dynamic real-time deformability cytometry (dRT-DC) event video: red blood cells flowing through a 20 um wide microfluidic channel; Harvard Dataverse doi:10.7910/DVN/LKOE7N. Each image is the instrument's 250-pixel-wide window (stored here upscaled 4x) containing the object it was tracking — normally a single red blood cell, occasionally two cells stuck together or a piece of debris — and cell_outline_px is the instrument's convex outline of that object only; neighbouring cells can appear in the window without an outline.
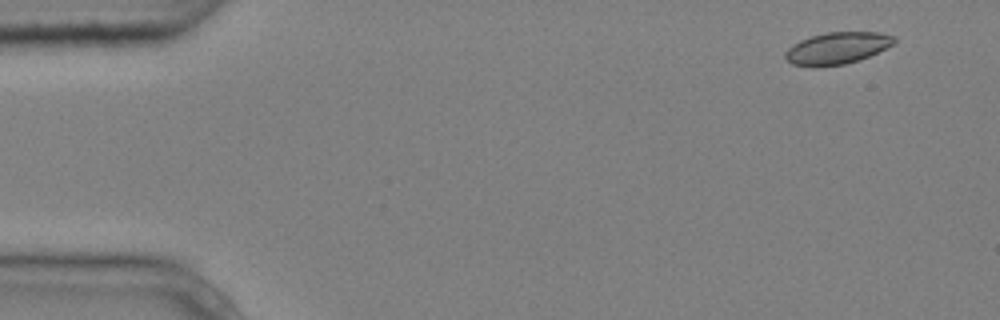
{"species": "common noctule bat (a hibernating species)", "species_latin": "Nyctalus noctula", "temperature_condition": "cold", "stored_images_in_passage": 4, "segment_of_instrument_passage": [1, 2], "camera_frame_rate_fps": 3000, "um_per_image_px": 0.085, "animal": {"sex": "male", "body_mass_g": 20.4}, "frame": {"image": 1, "passage_image": 1, "time_ms": 0.0, "image_size_px": [1000, 320], "cell_outline_px": [[896, 40], [892, 44], [860, 60], [844, 64], [816, 68], [812, 68], [792, 64], [784, 56], [784, 52], [792, 44], [800, 40], [812, 36], [828, 32], [880, 32], [896, 36]], "centroid_in_image_um": [71.11, 4.11], "position_along_channel_um": 13.9, "area_um2": 20.35}}